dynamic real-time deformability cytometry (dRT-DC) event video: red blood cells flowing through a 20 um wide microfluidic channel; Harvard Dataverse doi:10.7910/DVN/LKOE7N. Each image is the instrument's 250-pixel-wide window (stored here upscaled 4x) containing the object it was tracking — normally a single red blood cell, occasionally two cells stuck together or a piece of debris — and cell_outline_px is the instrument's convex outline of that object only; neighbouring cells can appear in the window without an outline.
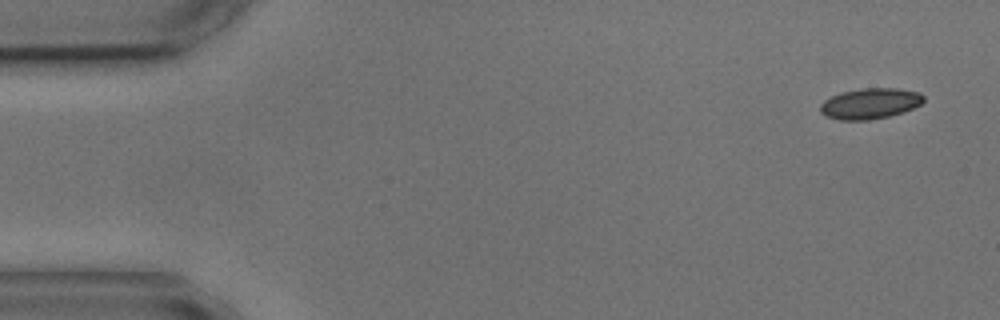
{"species": "common noctule bat (a hibernating species)", "species_latin": "Nyctalus noctula", "temperature_condition": "cold", "stored_images_in_passage": 5, "segment_of_instrument_passage": [1, 2], "camera_frame_rate_fps": 3000, "um_per_image_px": 0.085, "animal": {"sex": "male", "body_mass_g": 17.9, "forearm_length_mm": 54.2}, "frame": {"image": 1, "passage_image": 1, "time_ms": 0.0, "image_size_px": [1000, 320], "cell_outline_px": [[924, 100], [920, 104], [904, 112], [888, 116], [868, 120], [840, 120], [824, 116], [820, 112], [820, 104], [824, 100], [840, 92], [860, 88], [896, 88], [920, 92], [924, 96]], "centroid_in_image_um": [73.93, 8.79], "position_along_channel_um": 11.1, "area_um2": 18.61}}
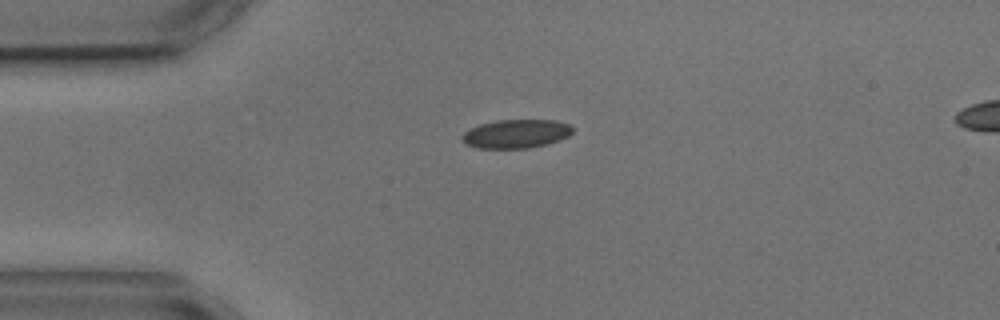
{"frame": {"image": 2, "passage_image": 3, "time_ms": 3.333, "image_size_px": [1000, 320], "cell_outline_px": [[572, 132], [568, 136], [560, 140], [528, 148], [476, 148], [464, 144], [460, 136], [464, 132], [480, 124], [496, 120], [556, 120], [568, 124], [572, 128]], "centroid_in_image_um": [43.83, 11.37], "position_along_channel_um": 41.2, "area_um2": 18.44}}